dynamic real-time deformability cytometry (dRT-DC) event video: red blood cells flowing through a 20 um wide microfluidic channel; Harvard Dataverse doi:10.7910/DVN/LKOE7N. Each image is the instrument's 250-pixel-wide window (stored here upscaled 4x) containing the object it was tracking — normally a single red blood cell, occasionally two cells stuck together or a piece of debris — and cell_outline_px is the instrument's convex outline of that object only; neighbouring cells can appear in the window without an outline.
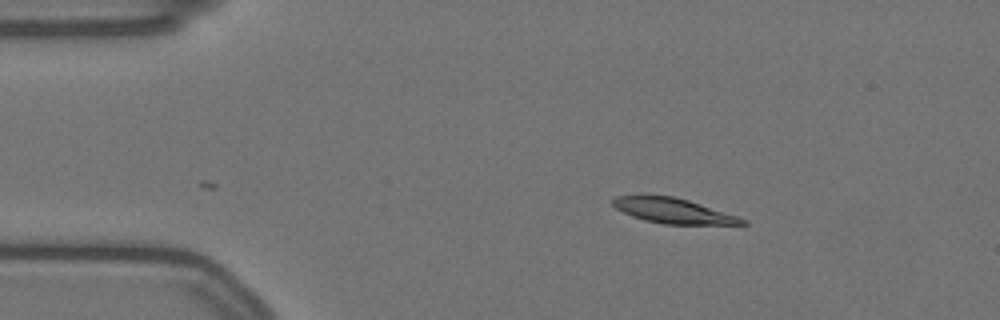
{"species": "Egyptian fruit bat (a non-hibernating species)", "species_latin": "Rousettus aegyptiacus", "temperature_condition": "warm", "stored_images_in_passage": 10, "camera_frame_rate_fps": 3000, "um_per_image_px": 0.085, "animal": {"sex": "female"}, "frame": {"image": 1, "passage_image": 1, "time_ms": 0.0, "image_size_px": [1000, 320], "cell_outline_px": [[748, 224], [664, 224], [644, 220], [632, 216], [616, 208], [612, 204], [612, 200], [616, 196], [672, 196], [688, 200], [748, 220]], "centroid_in_image_um": [57.22, 17.92], "position_along_channel_um": 27.8, "area_um2": 18.44}}
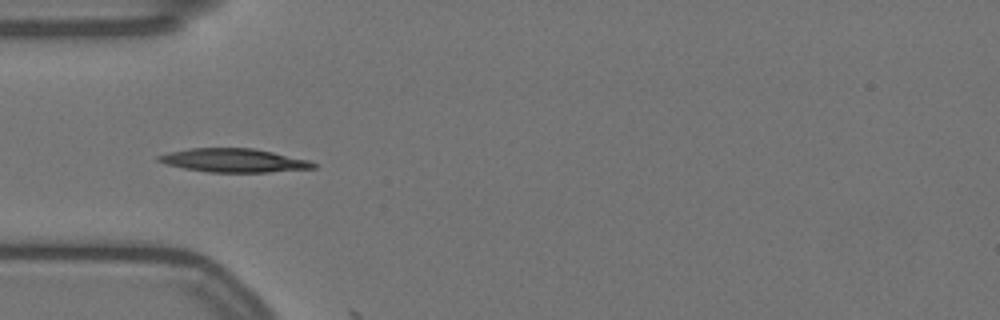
{"frame": {"image": 2, "passage_image": 9, "time_ms": 2.667, "image_size_px": [1000, 320], "cell_outline_px": [[316, 168], [268, 172], [208, 172], [184, 168], [164, 164], [156, 160], [156, 156], [168, 152], [188, 148], [252, 148], [272, 152], [308, 160], [316, 164]], "centroid_in_image_um": [19.81, 13.63], "position_along_channel_um": 65.2, "area_um2": 21.27}}